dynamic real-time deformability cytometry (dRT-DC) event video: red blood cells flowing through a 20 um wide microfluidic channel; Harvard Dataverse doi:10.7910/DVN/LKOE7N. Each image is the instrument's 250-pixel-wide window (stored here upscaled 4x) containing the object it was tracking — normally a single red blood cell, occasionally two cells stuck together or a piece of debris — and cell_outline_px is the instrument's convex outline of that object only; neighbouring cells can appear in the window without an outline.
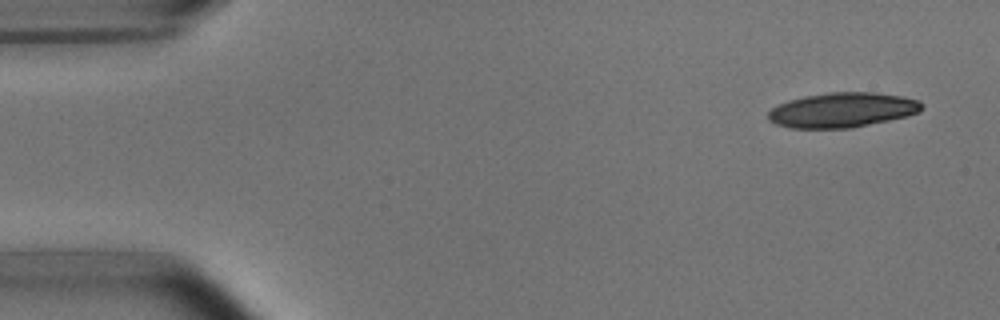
{"species": "common noctule bat (a hibernating species)", "species_latin": "Nyctalus noctula", "temperature_condition": "room temperature", "stored_images_in_passage": 9, "camera_frame_rate_fps": 3000, "um_per_image_px": 0.085, "animal": {"sex": "male", "body_mass_g": 15.6}, "frame": {"image": 1, "passage_image": 1, "time_ms": 0.0, "image_size_px": [1000, 320], "cell_outline_px": [[924, 108], [920, 112], [908, 116], [852, 128], [792, 128], [776, 124], [768, 120], [768, 112], [772, 108], [788, 100], [804, 96], [828, 92], [872, 92], [904, 96], [920, 100], [924, 104]], "centroid_in_image_um": [71.65, 9.34], "position_along_channel_um": 13.4, "area_um2": 31.44}}
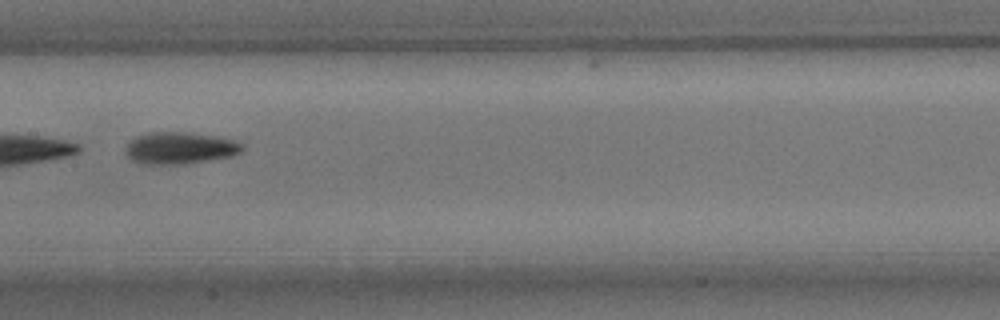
{"frame": {"image": 2, "passage_image": 7, "time_ms": 2.0, "image_size_px": [1000, 320], "cell_outline_px": [[244, 148], [240, 152], [232, 156], [188, 164], [144, 164], [132, 160], [124, 152], [124, 148], [128, 140], [136, 136], [148, 132], [184, 132], [216, 136], [232, 140], [240, 144]], "centroid_in_image_um": [15.22, 12.58], "position_along_channel_um": 192.2, "area_um2": 21.85}}
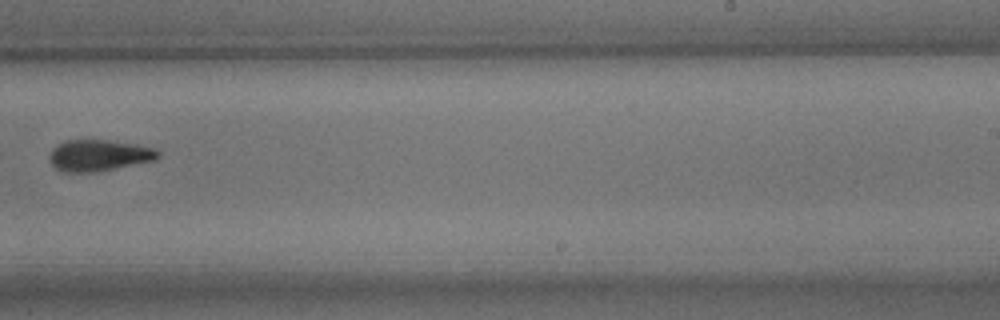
{"frame": {"image": 3, "passage_image": 9, "time_ms": 2.667, "image_size_px": [1000, 320], "cell_outline_px": [[160, 156], [156, 160], [96, 172], [64, 172], [56, 168], [52, 164], [48, 156], [52, 148], [56, 144], [64, 140], [108, 140], [136, 144], [156, 148], [160, 152]], "centroid_in_image_um": [8.41, 13.2], "position_along_channel_um": 280.6, "area_um2": 20.06}}